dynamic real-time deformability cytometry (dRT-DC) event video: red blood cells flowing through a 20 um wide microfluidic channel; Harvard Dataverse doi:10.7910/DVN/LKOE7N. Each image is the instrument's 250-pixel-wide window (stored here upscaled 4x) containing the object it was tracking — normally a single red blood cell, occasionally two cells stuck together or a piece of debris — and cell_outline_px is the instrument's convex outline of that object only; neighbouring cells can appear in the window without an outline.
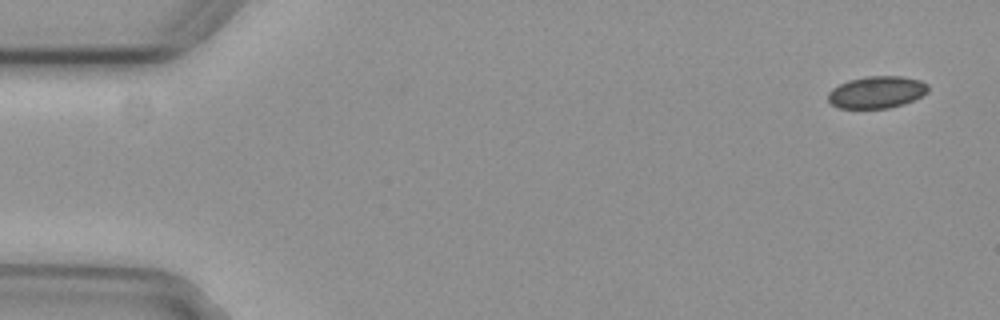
{"species": "common noctule bat (a hibernating species)", "species_latin": "Nyctalus noctula", "temperature_condition": "cold", "stored_images_in_passage": 4, "camera_frame_rate_fps": 3000, "um_per_image_px": 0.085, "animal": {"sex": "female", "body_mass_g": 29.2, "forearm_length_mm": 56.3}, "frame": {"image": 1, "passage_image": 1, "time_ms": 0.0, "image_size_px": [1000, 320], "cell_outline_px": [[928, 92], [904, 104], [888, 108], [840, 108], [832, 104], [828, 100], [828, 92], [832, 88], [848, 80], [864, 76], [900, 76], [920, 80], [928, 84]], "centroid_in_image_um": [74.51, 7.83], "position_along_channel_um": 10.5, "area_um2": 18.67}}